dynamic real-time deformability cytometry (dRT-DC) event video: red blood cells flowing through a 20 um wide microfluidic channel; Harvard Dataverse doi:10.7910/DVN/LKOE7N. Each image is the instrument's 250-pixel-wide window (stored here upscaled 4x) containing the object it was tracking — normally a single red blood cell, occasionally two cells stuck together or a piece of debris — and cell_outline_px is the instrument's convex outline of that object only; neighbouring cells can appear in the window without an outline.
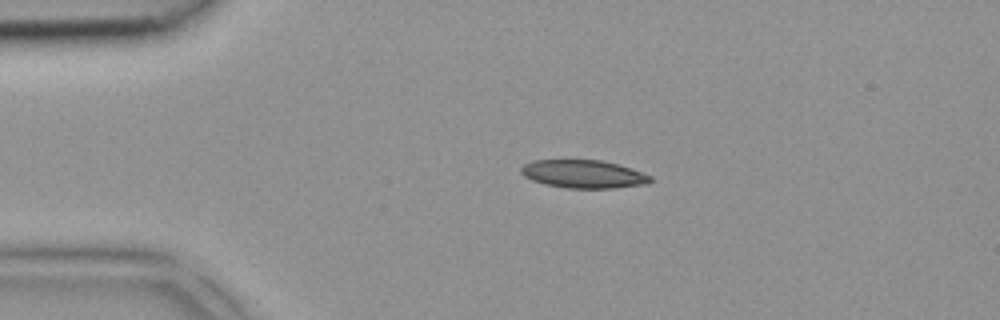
{"species": "common noctule bat (a hibernating species)", "species_latin": "Nyctalus noctula", "temperature_condition": "room temperature", "stored_images_in_passage": 3, "camera_frame_rate_fps": 3000, "um_per_image_px": 0.085, "animal": {"sex": "female", "body_mass_g": 18.4}, "frame": {"image": 1, "passage_image": 2, "time_ms": 0.333, "image_size_px": [1000, 320], "cell_outline_px": [[652, 180], [648, 184], [612, 188], [568, 188], [544, 184], [532, 180], [524, 176], [520, 172], [520, 168], [524, 164], [532, 160], [600, 160], [620, 164], [632, 168], [652, 176]], "centroid_in_image_um": [49.61, 14.79], "position_along_channel_um": 35.4, "area_um2": 21.33}}